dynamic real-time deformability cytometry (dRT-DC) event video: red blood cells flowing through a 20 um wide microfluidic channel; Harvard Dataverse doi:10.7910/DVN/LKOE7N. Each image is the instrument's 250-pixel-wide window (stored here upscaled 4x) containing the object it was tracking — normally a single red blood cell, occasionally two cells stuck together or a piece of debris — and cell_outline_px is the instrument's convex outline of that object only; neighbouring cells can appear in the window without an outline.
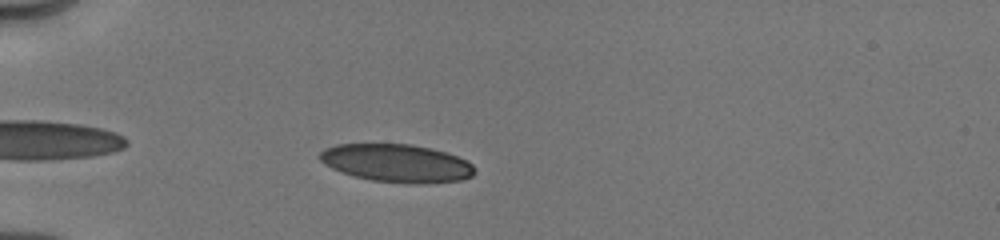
{"species": "human", "species_latin": "Homo sapiens", "temperature_condition": "cold", "stored_images_in_passage": 39, "camera_frame_rate_fps": 3000, "um_per_image_px": 0.085, "donor": {"sex": "male"}, "frame": {"image": 1, "passage_image": 3, "time_ms": 0.667, "image_size_px": [1000, 240], "cell_outline_px": [[476, 172], [472, 176], [460, 180], [428, 184], [412, 184], [372, 180], [352, 176], [332, 168], [324, 164], [316, 156], [324, 148], [336, 144], [408, 144], [432, 148], [456, 156], [472, 164]], "centroid_in_image_um": [33.69, 13.87], "position_along_channel_um": 51.3, "area_um2": 34.45}}
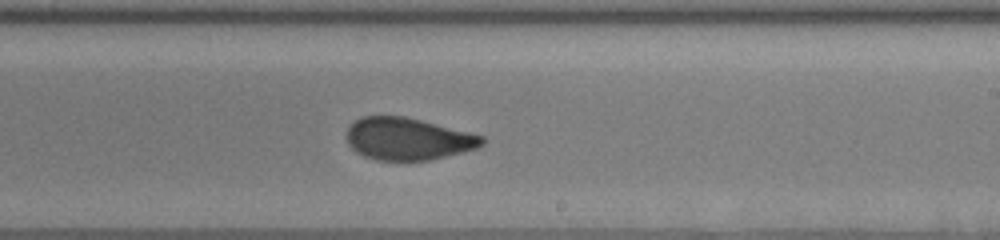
{"frame": {"image": 2, "passage_image": 21, "time_ms": 6.333, "image_size_px": [1000, 240], "cell_outline_px": [[484, 144], [476, 148], [464, 152], [428, 160], [376, 160], [364, 156], [356, 152], [348, 144], [344, 136], [348, 128], [360, 116], [404, 116], [484, 136]], "centroid_in_image_um": [34.63, 11.81], "position_along_channel_um": 254.4, "area_um2": 33.23}}
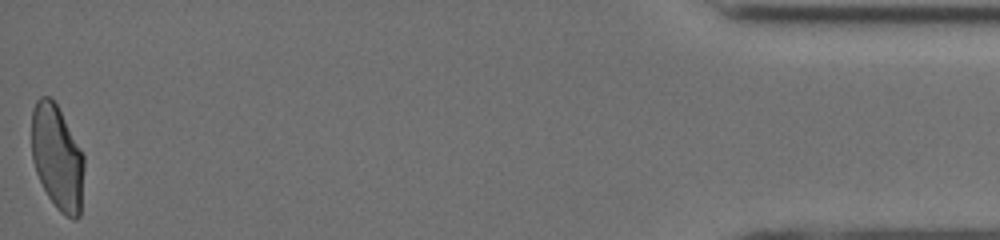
{"frame": {"image": 3, "passage_image": 39, "time_ms": 12.667, "image_size_px": [1000, 240], "cell_outline_px": [[84, 168], [80, 216], [76, 220], [72, 220], [64, 216], [56, 208], [48, 196], [36, 172], [32, 160], [32, 108], [36, 100], [40, 96], [48, 96], [56, 104], [84, 156]], "centroid_in_image_um": [4.86, 13.43], "position_along_channel_um": 430.3, "area_um2": 32.02}, "authors_computed_cell_mechanics": {"area_um2": 33.6974, "velocity_mm_per_s": 4.0261, "shape_relaxation_time_tau1_ms": 7.3185, "shape_relaxation_time_tau2_ms": 0.5941, "deformation_change_tau1": 0.1535, "deformation_change_tau2": 0.0443}}